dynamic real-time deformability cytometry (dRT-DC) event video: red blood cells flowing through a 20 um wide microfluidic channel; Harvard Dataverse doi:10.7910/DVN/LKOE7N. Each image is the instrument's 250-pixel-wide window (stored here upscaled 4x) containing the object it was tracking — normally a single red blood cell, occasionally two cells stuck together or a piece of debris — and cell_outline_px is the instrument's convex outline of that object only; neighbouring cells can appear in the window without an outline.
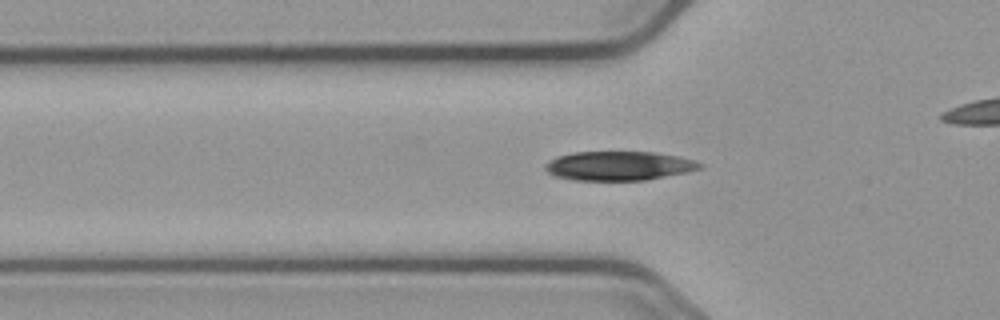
{"species": "common noctule bat (a hibernating species)", "species_latin": "Nyctalus noctula", "temperature_condition": "cold", "stored_images_in_passage": 47, "camera_frame_rate_fps": 3000, "um_per_image_px": 0.085, "animal": {"sex": "male", "body_mass_g": 23.1, "forearm_length_mm": 52.7}, "frame": {"image": 1, "passage_image": 14, "time_ms": 4.333, "image_size_px": [1000, 320], "cell_outline_px": [[704, 164], [700, 168], [684, 172], [644, 180], [572, 180], [552, 176], [544, 168], [544, 164], [548, 160], [556, 156], [576, 152], [656, 152], [676, 156], [692, 160]], "centroid_in_image_um": [52.5, 14.09], "position_along_channel_um": 73.3, "area_um2": 26.13}}
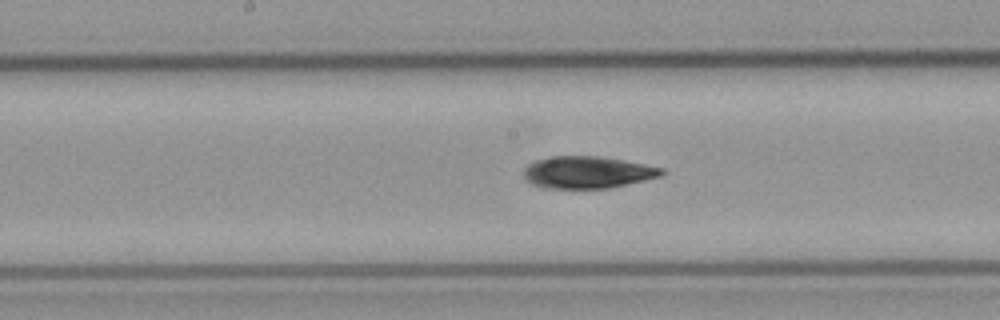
{"frame": {"image": 2, "passage_image": 24, "time_ms": 7.667, "image_size_px": [1000, 320], "cell_outline_px": [[664, 172], [660, 176], [628, 184], [608, 188], [544, 188], [532, 184], [524, 180], [524, 168], [528, 164], [536, 160], [552, 156], [600, 156], [624, 160], [664, 168]], "centroid_in_image_um": [49.91, 14.64], "position_along_channel_um": 198.3, "area_um2": 25.78}}
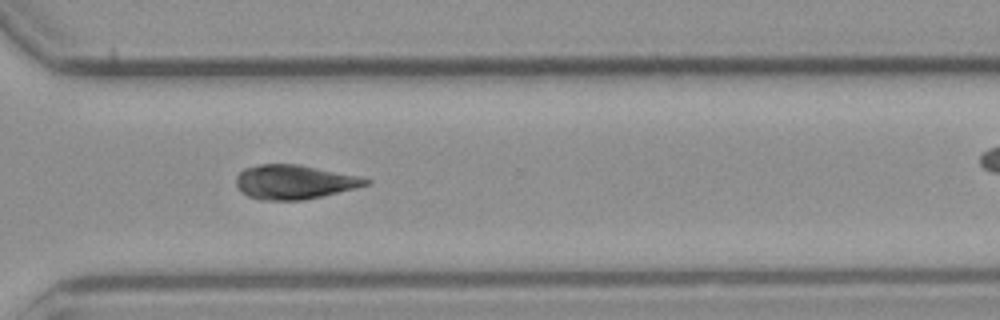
{"frame": {"image": 3, "passage_image": 36, "time_ms": 11.667, "image_size_px": [1000, 320], "cell_outline_px": [[372, 180], [368, 184], [356, 188], [304, 200], [260, 200], [248, 196], [236, 184], [236, 176], [244, 168], [260, 164], [300, 164], [364, 176]], "centroid_in_image_um": [25.07, 15.45], "position_along_channel_um": 345.5, "area_um2": 26.07}, "authors_computed_cell_mechanics": {"area_um2": 25.5476, "velocity_mm_per_s": 3.6978, "shape_relaxation_time_tau1_ms": 3.2876, "shape_relaxation_time_tau2_ms": 9.6927, "deformation_change_tau1": 0.0952, "deformation_change_tau2": 0.152}}